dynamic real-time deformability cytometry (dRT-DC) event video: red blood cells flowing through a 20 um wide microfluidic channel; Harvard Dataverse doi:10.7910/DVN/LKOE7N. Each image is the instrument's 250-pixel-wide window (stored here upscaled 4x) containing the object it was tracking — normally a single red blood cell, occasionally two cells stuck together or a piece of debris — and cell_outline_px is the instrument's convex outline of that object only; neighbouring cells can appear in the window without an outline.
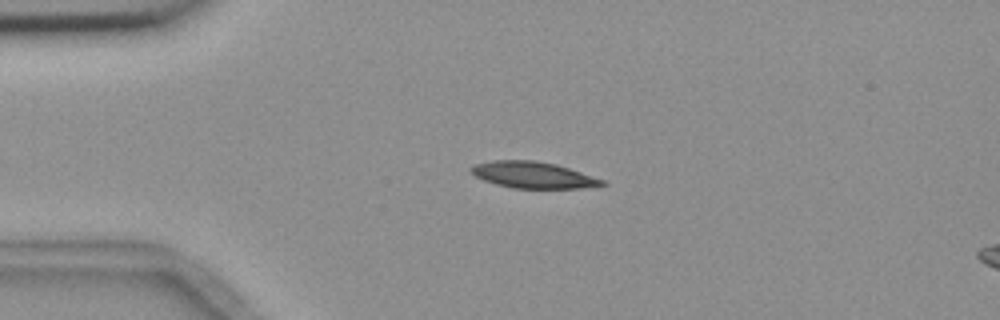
{"species": "common noctule bat (a hibernating species)", "species_latin": "Nyctalus noctula", "temperature_condition": "room temperature", "stored_images_in_passage": 3, "camera_frame_rate_fps": 3000, "um_per_image_px": 0.085, "animal": {"sex": "female", "body_mass_g": 18.4}, "frame": {"image": 1, "passage_image": 2, "time_ms": 2.0, "image_size_px": [1000, 320], "cell_outline_px": [[608, 184], [580, 188], [512, 188], [496, 184], [484, 180], [468, 172], [468, 168], [472, 164], [492, 160], [536, 160], [556, 164], [604, 180]], "centroid_in_image_um": [45.23, 14.86], "position_along_channel_um": 39.8, "area_um2": 20.23}}